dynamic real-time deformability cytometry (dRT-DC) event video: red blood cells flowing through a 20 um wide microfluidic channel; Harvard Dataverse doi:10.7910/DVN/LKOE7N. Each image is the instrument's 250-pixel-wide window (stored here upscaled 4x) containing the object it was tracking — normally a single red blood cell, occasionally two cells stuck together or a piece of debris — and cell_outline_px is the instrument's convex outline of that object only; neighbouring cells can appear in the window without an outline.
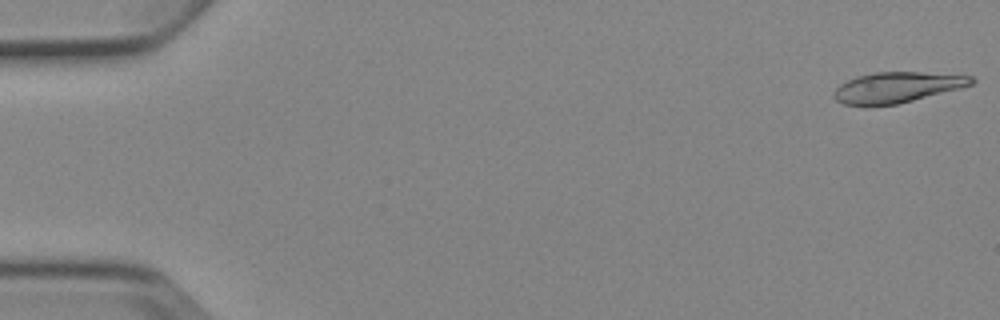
{"species": "Egyptian fruit bat (a non-hibernating species)", "species_latin": "Rousettus aegyptiacus", "temperature_condition": "cold", "stored_images_in_passage": 5, "camera_frame_rate_fps": 3000, "um_per_image_px": 0.085, "animal": {"sex": "female"}, "frame": {"image": 1, "passage_image": 1, "time_ms": 0.0, "image_size_px": [1000, 320], "cell_outline_px": [[976, 80], [972, 84], [960, 88], [896, 104], [844, 104], [836, 100], [832, 96], [836, 88], [840, 84], [856, 76], [872, 72], [920, 72], [972, 76]], "centroid_in_image_um": [76.24, 7.4], "position_along_channel_um": 8.8, "area_um2": 24.04}}
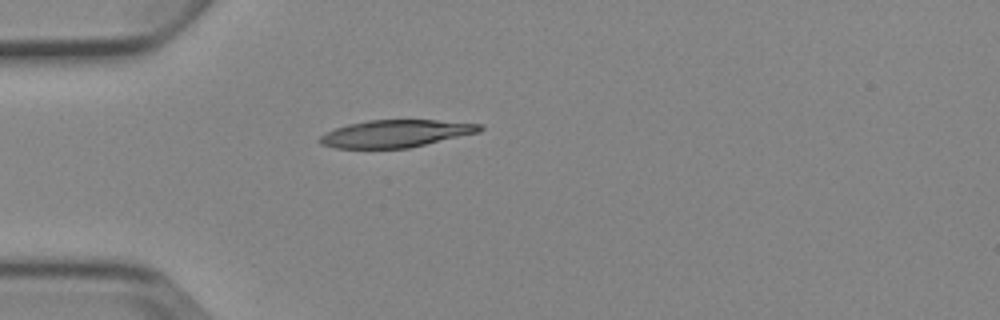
{"frame": {"image": 2, "passage_image": 5, "time_ms": 4.667, "image_size_px": [1000, 320], "cell_outline_px": [[484, 128], [480, 132], [408, 148], [336, 148], [320, 144], [316, 140], [320, 136], [336, 128], [348, 124], [368, 120], [436, 120], [484, 124]], "centroid_in_image_um": [33.65, 11.35], "position_along_channel_um": 51.3, "area_um2": 25.49}}